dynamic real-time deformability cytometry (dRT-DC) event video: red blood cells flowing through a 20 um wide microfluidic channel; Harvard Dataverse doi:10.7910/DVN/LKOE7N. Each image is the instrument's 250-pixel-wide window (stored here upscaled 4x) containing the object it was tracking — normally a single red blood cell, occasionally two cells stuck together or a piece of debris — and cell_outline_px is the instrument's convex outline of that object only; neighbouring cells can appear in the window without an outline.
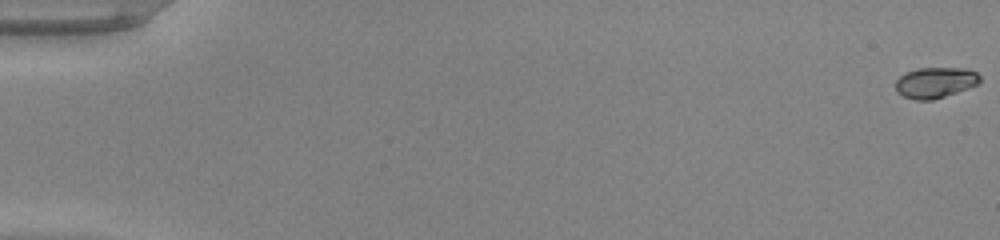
{"species": "common noctule bat (a hibernating species)", "species_latin": "Nyctalus noctula", "temperature_condition": "warm", "stored_images_in_passage": 53, "camera_frame_rate_fps": 3000, "um_per_image_px": 0.085, "animal": {"sex": "male", "body_mass_g": 20.0, "forearm_length_mm": 53.3}, "frame": {"image": 1, "passage_image": 1, "time_ms": 0.0, "image_size_px": [1000, 240], "cell_outline_px": [[980, 80], [976, 84], [968, 88], [932, 100], [916, 100], [904, 96], [896, 92], [896, 80], [904, 72], [916, 68], [964, 68], [976, 72], [980, 76]], "centroid_in_image_um": [79.46, 7.0], "position_along_channel_um": 5.5, "area_um2": 15.03}}
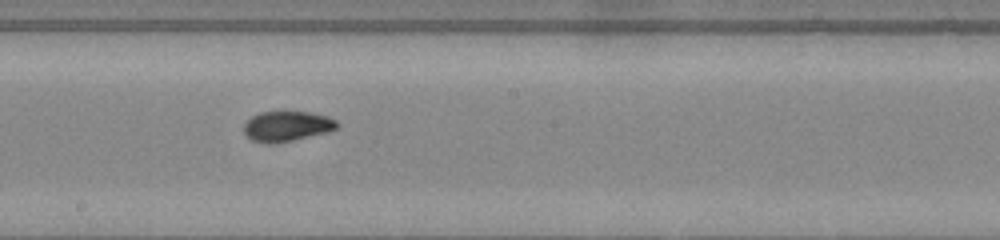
{"frame": {"image": 2, "passage_image": 31, "time_ms": 10.0, "image_size_px": [1000, 240], "cell_outline_px": [[340, 124], [336, 128], [328, 132], [276, 144], [268, 144], [252, 140], [244, 136], [244, 124], [252, 116], [260, 112], [308, 112], [328, 116], [336, 120]], "centroid_in_image_um": [24.38, 10.74], "position_along_channel_um": 223.8, "area_um2": 16.53}}
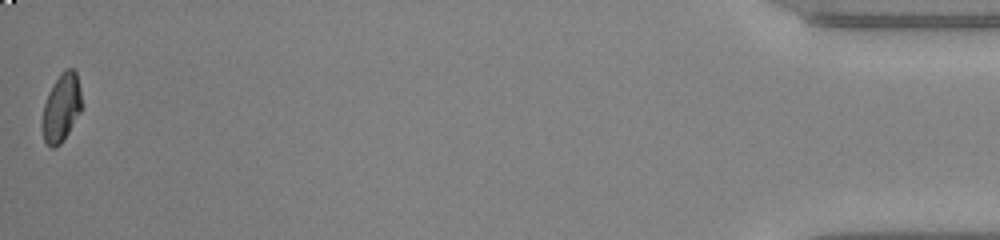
{"frame": {"image": 3, "passage_image": 53, "time_ms": 17.333, "image_size_px": [1000, 240], "cell_outline_px": [[84, 104], [80, 112], [68, 132], [60, 144], [56, 148], [52, 148], [44, 140], [40, 124], [44, 104], [48, 92], [52, 84], [60, 72], [64, 68], [72, 68], [76, 72]], "centroid_in_image_um": [5.21, 9.13], "position_along_channel_um": 430.0, "area_um2": 16.07}, "authors_computed_cell_mechanics": {"area_um2": 15.9528, "velocity_mm_per_s": 4.0422, "shape_relaxation_time_tau1_ms": 5.5197, "shape_relaxation_time_tau2_ms": 1.4981, "deformation_change_tau1": 0.1899, "deformation_change_tau2": 0.0424}}